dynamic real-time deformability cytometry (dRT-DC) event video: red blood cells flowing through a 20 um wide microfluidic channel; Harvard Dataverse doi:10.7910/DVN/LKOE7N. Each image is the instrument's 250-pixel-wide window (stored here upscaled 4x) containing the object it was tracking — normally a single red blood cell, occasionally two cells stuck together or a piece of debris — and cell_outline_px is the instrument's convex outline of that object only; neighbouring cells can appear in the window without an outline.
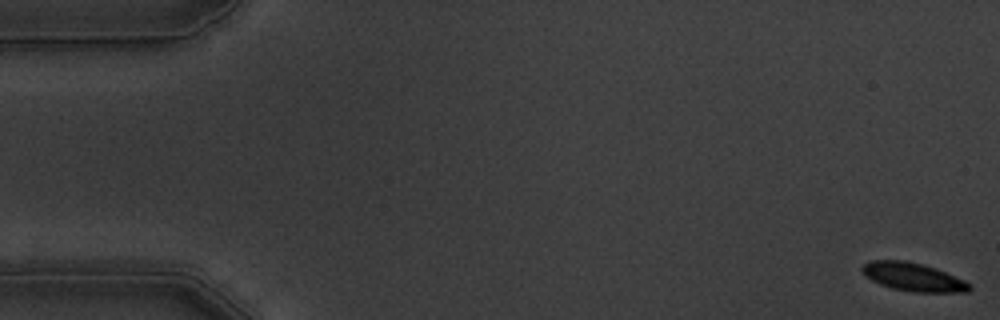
{"species": "common noctule bat (a hibernating species)", "species_latin": "Nyctalus noctula", "temperature_condition": "warm", "stored_images_in_passage": 58, "camera_frame_rate_fps": 3000, "um_per_image_px": 0.085, "animal": {"sex": "male", "body_mass_g": 19.5, "forearm_length_mm": 54.6}, "frame": {"image": 1, "passage_image": 1, "time_ms": 0.0, "image_size_px": [1000, 320], "cell_outline_px": [[972, 288], [968, 292], [912, 292], [892, 288], [880, 284], [864, 276], [860, 268], [868, 260], [904, 260], [936, 268], [964, 280], [972, 284]], "centroid_in_image_um": [77.61, 23.54], "position_along_channel_um": 7.4, "area_um2": 17.8}}
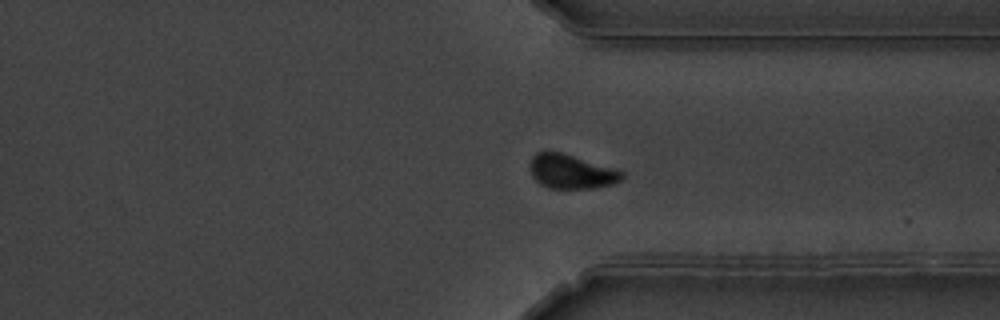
{"frame": {"image": 2, "passage_image": 43, "time_ms": 14.0, "image_size_px": [1000, 320], "cell_outline_px": [[624, 176], [620, 180], [612, 184], [596, 188], [548, 188], [540, 184], [532, 176], [532, 156], [536, 152], [560, 152], [616, 168], [624, 172]], "centroid_in_image_um": [48.6, 14.59], "position_along_channel_um": 362.8, "area_um2": 18.15}}
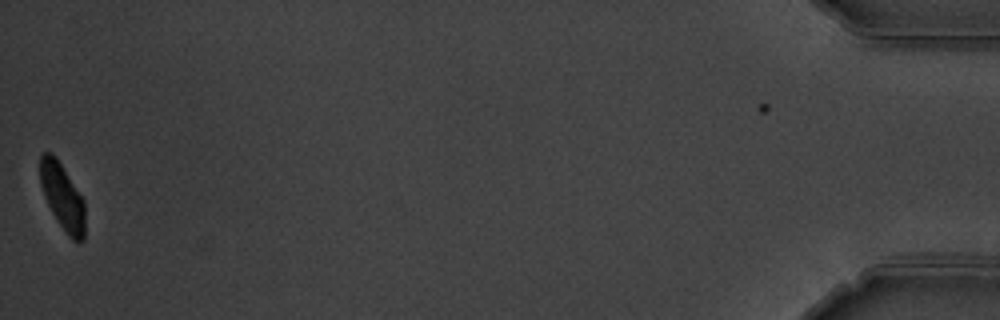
{"frame": {"image": 3, "passage_image": 57, "time_ms": 18.667, "image_size_px": [1000, 320], "cell_outline_px": [[84, 240], [72, 240], [68, 236], [52, 212], [44, 196], [40, 184], [40, 156], [44, 152], [52, 152], [56, 156], [84, 200]], "centroid_in_image_um": [5.29, 16.68], "position_along_channel_um": 429.9, "area_um2": 17.17}, "authors_computed_cell_mechanics": {"area_um2": 18.5538, "velocity_mm_per_s": 3.5322, "shape_relaxation_time_tau1_ms": 2.5175, "shape_relaxation_time_tau2_ms": null, "deformation_change_tau1": 0.0943, "deformation_change_tau2": null}}